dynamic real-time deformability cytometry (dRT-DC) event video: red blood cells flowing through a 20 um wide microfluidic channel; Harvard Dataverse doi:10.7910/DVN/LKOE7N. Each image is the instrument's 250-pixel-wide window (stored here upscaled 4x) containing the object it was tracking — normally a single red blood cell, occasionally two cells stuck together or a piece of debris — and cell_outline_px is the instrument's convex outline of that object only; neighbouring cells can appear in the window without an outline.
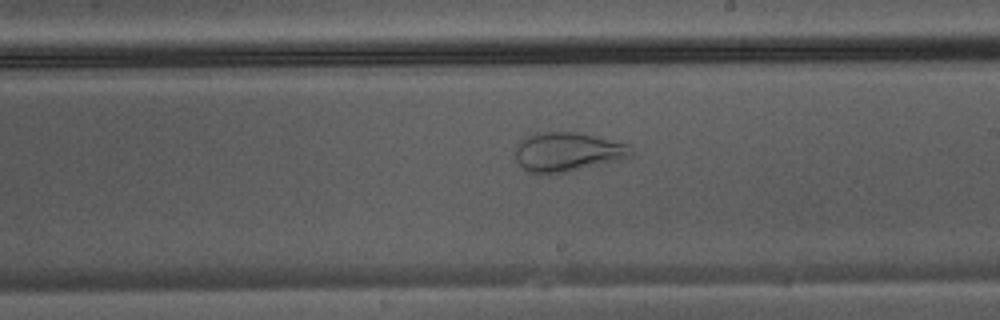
{"species": "Egyptian fruit bat (a non-hibernating species)", "species_latin": "Rousettus aegyptiacus", "temperature_condition": "warm", "stored_images_in_passage": 24, "camera_frame_rate_fps": 3000, "um_per_image_px": 0.085, "animal": {"sex": "male"}, "frame": {"image": 1, "passage_image": 14, "time_ms": 4.333, "image_size_px": [1000, 320], "cell_outline_px": [[632, 156], [620, 160], [552, 176], [536, 176], [524, 172], [516, 160], [516, 148], [520, 140], [524, 136], [536, 132], [576, 132], [628, 144], [632, 148]], "centroid_in_image_um": [48.16, 12.97], "position_along_channel_um": 240.8, "area_um2": 27.28}}
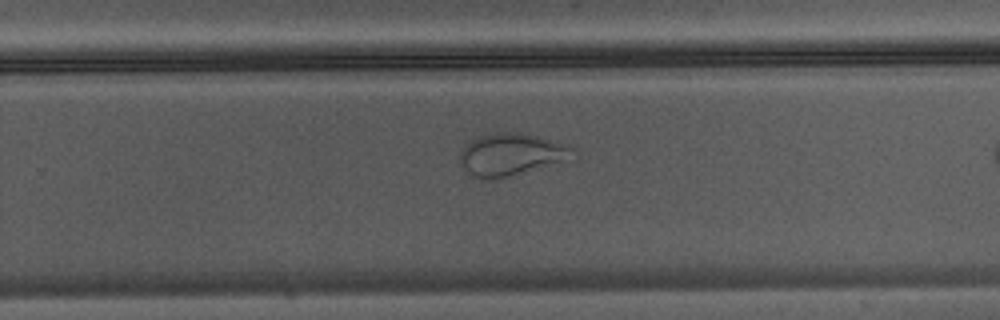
{"frame": {"image": 2, "passage_image": 17, "time_ms": 5.333, "image_size_px": [1000, 320], "cell_outline_px": [[576, 160], [508, 176], [484, 180], [468, 172], [460, 164], [460, 152], [468, 140], [480, 136], [496, 132], [516, 132], [536, 136], [564, 144], [576, 148]], "centroid_in_image_um": [43.52, 13.13], "position_along_channel_um": 286.3, "area_um2": 28.15}}